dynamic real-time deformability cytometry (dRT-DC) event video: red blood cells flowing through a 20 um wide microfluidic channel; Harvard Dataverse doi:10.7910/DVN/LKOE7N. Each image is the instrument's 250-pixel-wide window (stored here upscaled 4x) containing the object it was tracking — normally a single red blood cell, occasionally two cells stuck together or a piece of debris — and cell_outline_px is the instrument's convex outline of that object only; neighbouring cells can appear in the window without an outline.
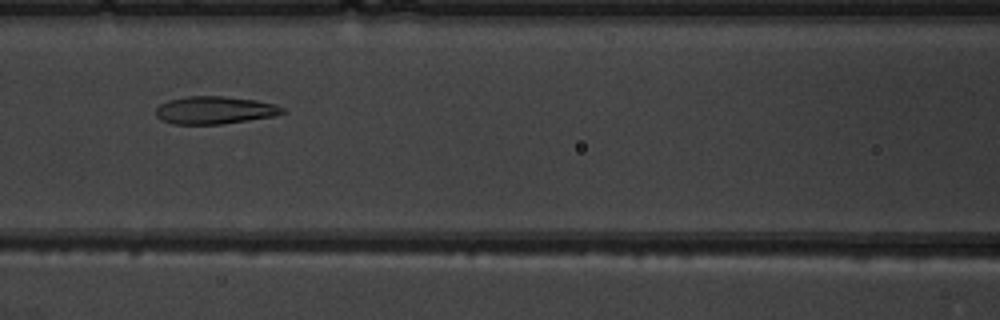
{"species": "common noctule bat (a hibernating species)", "species_latin": "Nyctalus noctula", "temperature_condition": "warm", "stored_images_in_passage": 5, "camera_frame_rate_fps": 3000, "um_per_image_px": 0.085, "animal": {"sex": "male", "body_mass_g": 19.5, "forearm_length_mm": 54.6}, "frame": {"image": 1, "passage_image": 4, "time_ms": 3.333, "image_size_px": [1000, 320], "cell_outline_px": [[288, 112], [276, 116], [220, 124], [172, 124], [160, 120], [156, 116], [156, 108], [160, 104], [168, 100], [188, 96], [224, 96], [256, 100], [276, 104], [284, 108]], "centroid_in_image_um": [18.27, 9.36], "position_along_channel_um": 148.3, "area_um2": 20.63}}
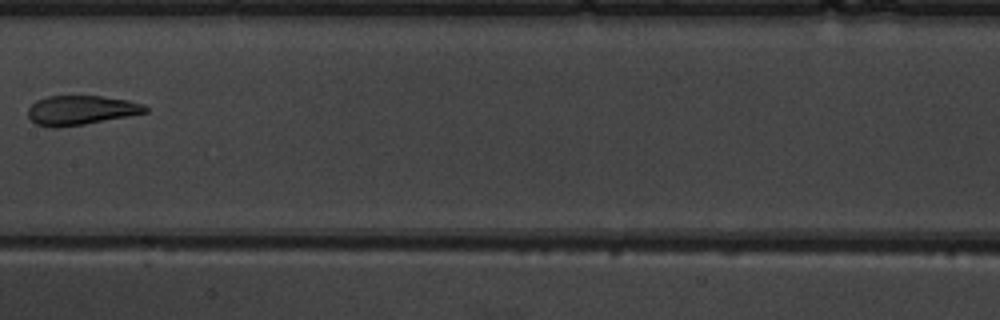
{"frame": {"image": 2, "passage_image": 5, "time_ms": 4.667, "image_size_px": [1000, 320], "cell_outline_px": [[148, 112], [128, 116], [84, 124], [56, 128], [52, 128], [36, 124], [28, 116], [28, 108], [36, 100], [48, 96], [100, 96], [128, 100], [144, 104], [148, 108]], "centroid_in_image_um": [6.87, 9.37], "position_along_channel_um": 200.5, "area_um2": 20.06}}